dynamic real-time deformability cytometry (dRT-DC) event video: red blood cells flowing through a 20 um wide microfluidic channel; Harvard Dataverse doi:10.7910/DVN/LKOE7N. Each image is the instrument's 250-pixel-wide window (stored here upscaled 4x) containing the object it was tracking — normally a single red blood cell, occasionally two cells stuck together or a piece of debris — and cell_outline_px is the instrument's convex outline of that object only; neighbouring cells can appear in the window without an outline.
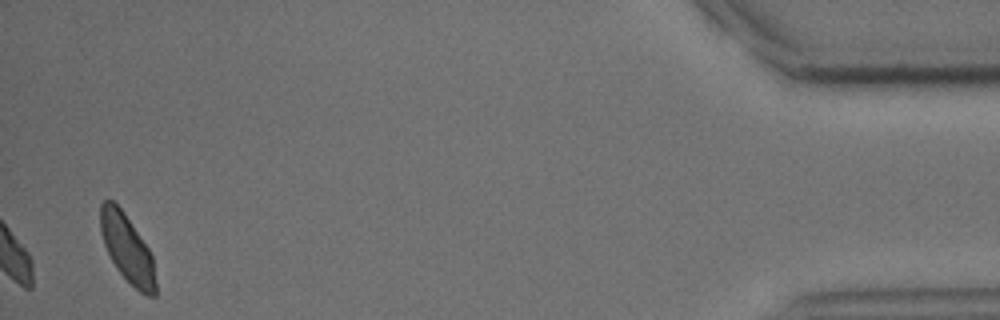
{"species": "common noctule bat (a hibernating species)", "species_latin": "Nyctalus noctula", "temperature_condition": "cold", "stored_images_in_passage": 35, "camera_frame_rate_fps": 3000, "um_per_image_px": 0.085, "animal": {"sex": "male", "body_mass_g": 15.6}, "frame": {"image": 1, "passage_image": 35, "time_ms": 11.333, "image_size_px": [1000, 320], "cell_outline_px": [[156, 296], [144, 296], [116, 268], [104, 244], [100, 232], [100, 204], [104, 200], [112, 200], [124, 212], [148, 248], [152, 256], [156, 284]], "centroid_in_image_um": [10.81, 21.12], "position_along_channel_um": 424.4, "area_um2": 21.56}, "authors_computed_cell_mechanics": {"area_um2": 16.5308, "velocity_mm_per_s": 4.016, "shape_relaxation_time_tau1_ms": 3.5538, "shape_relaxation_time_tau2_ms": null, "deformation_change_tau1": 0.082, "deformation_change_tau2": null}}